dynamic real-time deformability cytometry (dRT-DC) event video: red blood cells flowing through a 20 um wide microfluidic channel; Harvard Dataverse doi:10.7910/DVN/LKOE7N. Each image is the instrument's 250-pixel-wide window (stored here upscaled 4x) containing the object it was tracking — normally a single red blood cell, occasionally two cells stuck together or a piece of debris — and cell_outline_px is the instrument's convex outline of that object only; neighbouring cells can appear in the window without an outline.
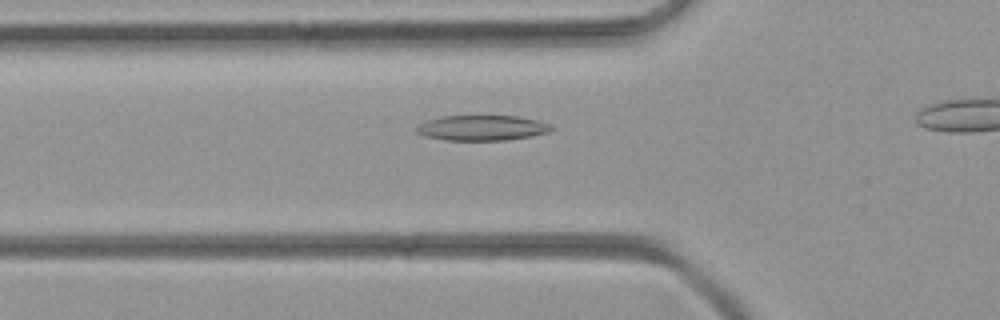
{"species": "common noctule bat (a hibernating species)", "species_latin": "Nyctalus noctula", "temperature_condition": "room temperature", "stored_images_in_passage": 17, "camera_frame_rate_fps": 3000, "um_per_image_px": 0.085, "animal": {"sex": "female", "body_mass_g": 21.9}, "frame": {"image": 1, "passage_image": 12, "time_ms": 3.667, "image_size_px": [1000, 320], "cell_outline_px": [[556, 128], [548, 132], [532, 136], [508, 140], [444, 140], [428, 136], [416, 132], [416, 128], [420, 124], [428, 120], [444, 116], [520, 116], [536, 120], [548, 124]], "centroid_in_image_um": [41.02, 10.87], "position_along_channel_um": 84.8, "area_um2": 19.71}}
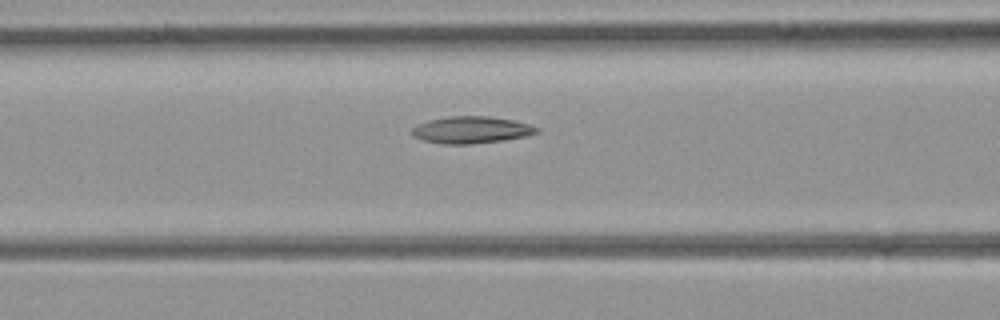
{"frame": {"image": 2, "passage_image": 15, "time_ms": 4.667, "image_size_px": [1000, 320], "cell_outline_px": [[540, 132], [524, 136], [504, 140], [472, 144], [444, 144], [424, 140], [412, 136], [412, 128], [416, 124], [428, 120], [448, 116], [488, 116], [516, 120], [540, 128]], "centroid_in_image_um": [40.06, 11.03], "position_along_channel_um": 126.5, "area_um2": 19.71}}